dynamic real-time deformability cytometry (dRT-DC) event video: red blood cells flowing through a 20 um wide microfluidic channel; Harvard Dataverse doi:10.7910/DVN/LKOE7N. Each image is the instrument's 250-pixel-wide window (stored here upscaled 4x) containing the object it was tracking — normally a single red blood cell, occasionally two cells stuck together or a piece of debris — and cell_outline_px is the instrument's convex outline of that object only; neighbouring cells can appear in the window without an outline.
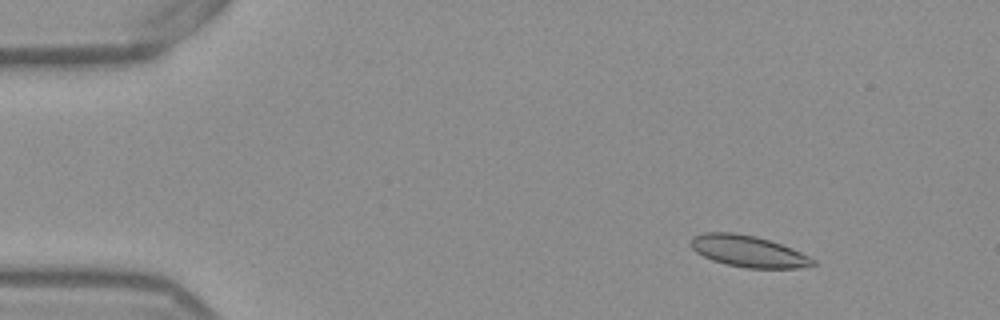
{"species": "Egyptian fruit bat (a non-hibernating species)", "species_latin": "Rousettus aegyptiacus", "temperature_condition": "warm", "stored_images_in_passage": 53, "camera_frame_rate_fps": 3000, "um_per_image_px": 0.085, "frame": {"image": 1, "passage_image": 7, "time_ms": 2.0, "image_size_px": [1000, 320], "cell_outline_px": [[816, 264], [796, 268], [748, 268], [728, 264], [712, 260], [696, 252], [688, 244], [688, 240], [692, 236], [704, 232], [736, 232], [756, 236], [792, 248], [816, 260]], "centroid_in_image_um": [63.54, 21.34], "position_along_channel_um": 21.5, "area_um2": 22.43}}
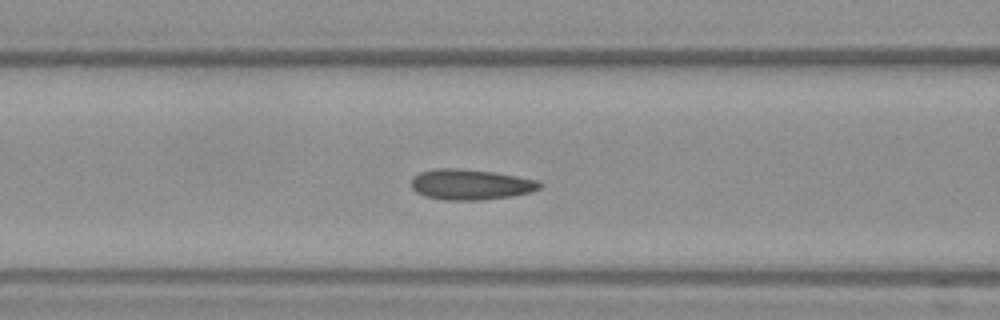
{"frame": {"image": 2, "passage_image": 22, "time_ms": 7.0, "image_size_px": [1000, 320], "cell_outline_px": [[544, 184], [540, 188], [532, 192], [512, 196], [480, 200], [444, 200], [424, 196], [416, 192], [412, 188], [412, 176], [420, 172], [436, 168], [460, 168], [496, 172], [536, 180]], "centroid_in_image_um": [40.0, 15.68], "position_along_channel_um": 126.6, "area_um2": 23.06}}
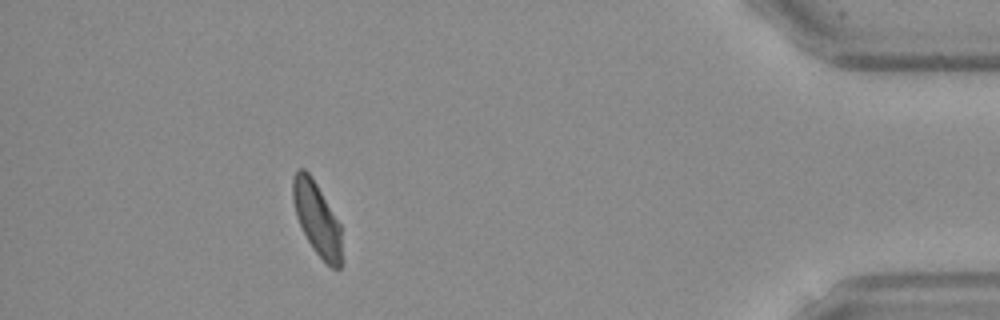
{"frame": {"image": 3, "passage_image": 48, "time_ms": 15.667, "image_size_px": [1000, 320], "cell_outline_px": [[340, 268], [332, 268], [312, 248], [296, 216], [292, 200], [292, 180], [296, 168], [304, 168], [308, 172], [316, 184], [340, 224]], "centroid_in_image_um": [26.89, 18.53], "position_along_channel_um": 408.3, "area_um2": 20.29}, "authors_computed_cell_mechanics": {"area_um2": 22.253, "velocity_mm_per_s": 3.8639, "shape_relaxation_time_tau1_ms": 6.6453, "shape_relaxation_time_tau2_ms": 1.3961, "deformation_change_tau1": 0.1215, "deformation_change_tau2": 0.0793}}